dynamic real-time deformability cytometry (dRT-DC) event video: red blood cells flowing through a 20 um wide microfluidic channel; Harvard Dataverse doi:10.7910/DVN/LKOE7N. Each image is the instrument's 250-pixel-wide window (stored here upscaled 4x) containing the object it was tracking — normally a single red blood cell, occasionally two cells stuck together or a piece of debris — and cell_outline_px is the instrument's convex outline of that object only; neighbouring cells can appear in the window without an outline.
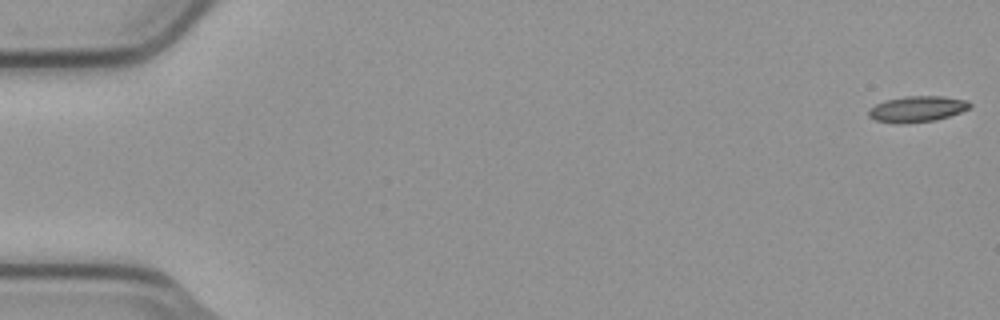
{"species": "common noctule bat (a hibernating species)", "species_latin": "Nyctalus noctula", "temperature_condition": "cold", "stored_images_in_passage": 3, "camera_frame_rate_fps": 3000, "um_per_image_px": 0.085, "animal": {"sex": "male", "body_mass_g": 23.1, "forearm_length_mm": 52.7}, "frame": {"image": 1, "passage_image": 1, "time_ms": 0.0, "image_size_px": [1000, 320], "cell_outline_px": [[972, 104], [968, 108], [960, 112], [936, 120], [904, 124], [896, 124], [876, 120], [868, 116], [868, 108], [884, 100], [908, 96], [944, 96], [968, 100]], "centroid_in_image_um": [77.93, 9.27], "position_along_channel_um": 7.1, "area_um2": 15.43}}